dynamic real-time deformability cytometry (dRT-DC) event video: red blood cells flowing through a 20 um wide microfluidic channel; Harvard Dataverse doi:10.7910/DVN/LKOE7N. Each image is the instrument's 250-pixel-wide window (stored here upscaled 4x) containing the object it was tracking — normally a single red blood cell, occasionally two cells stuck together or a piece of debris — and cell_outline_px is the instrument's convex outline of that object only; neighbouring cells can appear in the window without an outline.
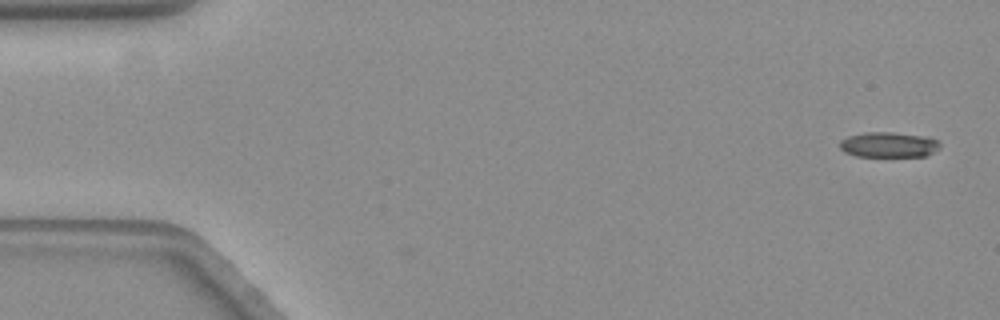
{"species": "common noctule bat (a hibernating species)", "species_latin": "Nyctalus noctula", "temperature_condition": "warm", "stored_images_in_passage": 2, "camera_frame_rate_fps": 3000, "um_per_image_px": 0.085, "animal": {"sex": "female", "body_mass_g": 19.3, "forearm_length_mm": 54.1}, "frame": {"image": 1, "passage_image": 2, "time_ms": 0.333, "image_size_px": [1000, 320], "cell_outline_px": [[940, 148], [928, 156], [856, 156], [844, 152], [840, 148], [840, 140], [848, 136], [868, 132], [892, 132], [924, 136], [936, 140], [940, 144]], "centroid_in_image_um": [75.54, 12.3], "position_along_channel_um": 9.5, "area_um2": 14.74}}